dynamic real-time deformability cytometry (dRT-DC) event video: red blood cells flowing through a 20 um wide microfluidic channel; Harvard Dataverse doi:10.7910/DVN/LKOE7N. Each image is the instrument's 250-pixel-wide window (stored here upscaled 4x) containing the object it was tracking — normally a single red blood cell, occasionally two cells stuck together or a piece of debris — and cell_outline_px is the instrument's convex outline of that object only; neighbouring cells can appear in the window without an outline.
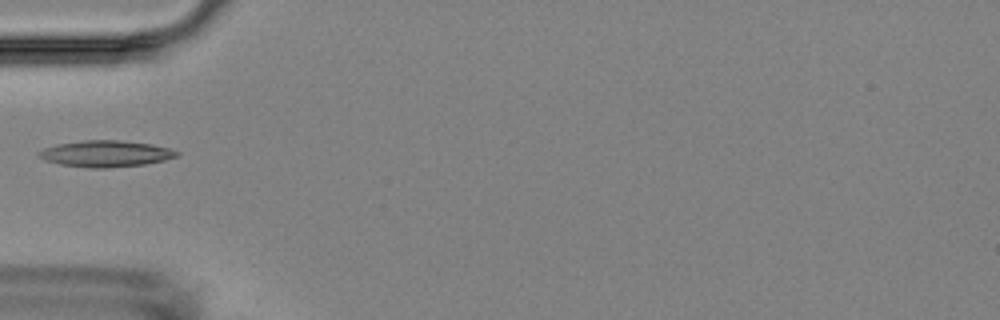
{"species": "Egyptian fruit bat (a non-hibernating species)", "species_latin": "Rousettus aegyptiacus", "temperature_condition": "room temperature", "stored_images_in_passage": 2, "camera_frame_rate_fps": 3000, "um_per_image_px": 0.085, "animal": {"sex": "female"}, "frame": {"image": 1, "passage_image": 2, "time_ms": 1.333, "image_size_px": [1000, 320], "cell_outline_px": [[180, 152], [176, 156], [164, 160], [144, 164], [104, 168], [92, 168], [60, 164], [44, 160], [36, 156], [36, 152], [44, 148], [56, 144], [84, 140], [120, 140], [152, 144], [168, 148]], "centroid_in_image_um": [8.93, 13.05], "position_along_channel_um": 76.1, "area_um2": 21.15}}